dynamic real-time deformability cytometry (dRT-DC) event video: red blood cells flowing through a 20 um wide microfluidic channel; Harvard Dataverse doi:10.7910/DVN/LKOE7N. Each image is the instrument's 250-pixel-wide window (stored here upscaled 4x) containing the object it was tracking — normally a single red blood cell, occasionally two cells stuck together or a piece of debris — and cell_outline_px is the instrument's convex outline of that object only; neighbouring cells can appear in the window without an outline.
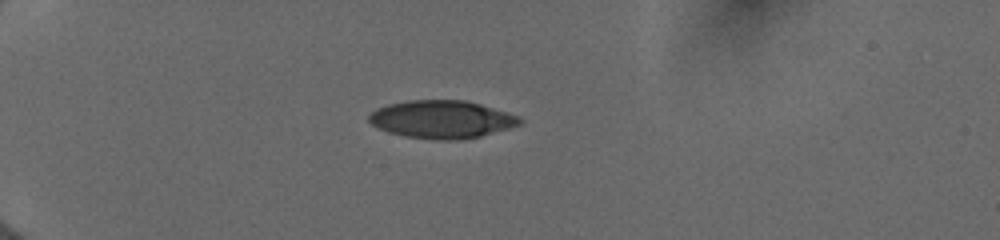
{"species": "human", "species_latin": "Homo sapiens", "temperature_condition": "cold", "stored_images_in_passage": 38, "camera_frame_rate_fps": 3000, "um_per_image_px": 0.085, "donor": {"sex": "female"}, "frame": {"image": 1, "passage_image": 1, "time_ms": 0.0, "image_size_px": [1000, 240], "cell_outline_px": [[524, 120], [520, 124], [508, 128], [480, 136], [460, 140], [436, 140], [404, 136], [388, 132], [372, 124], [368, 120], [368, 116], [376, 108], [388, 104], [408, 100], [464, 100], [480, 104], [520, 116]], "centroid_in_image_um": [37.54, 10.14], "position_along_channel_um": 47.5, "area_um2": 33.23}}
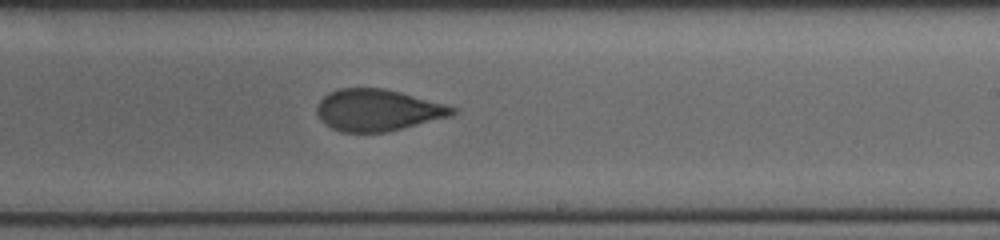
{"frame": {"image": 2, "passage_image": 20, "time_ms": 6.333, "image_size_px": [1000, 240], "cell_outline_px": [[460, 112], [452, 116], [388, 132], [340, 132], [332, 128], [316, 112], [316, 104], [328, 92], [340, 88], [384, 88], [400, 92], [460, 108]], "centroid_in_image_um": [32.16, 9.36], "position_along_channel_um": 256.8, "area_um2": 33.06}}
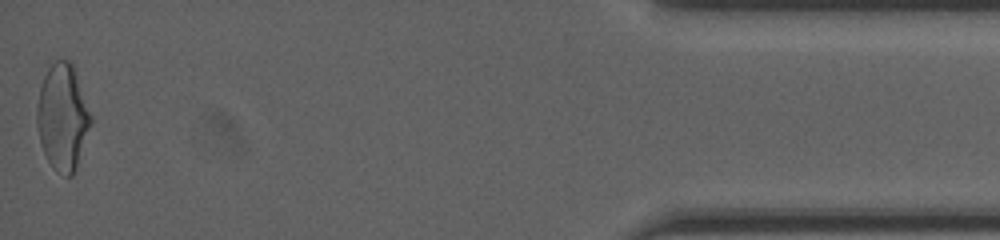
{"frame": {"image": 3, "passage_image": 38, "time_ms": 12.333, "image_size_px": [1000, 240], "cell_outline_px": [[92, 124], [76, 168], [72, 176], [68, 176], [56, 172], [52, 168], [40, 144], [36, 124], [36, 108], [40, 88], [44, 76], [48, 68], [56, 60], [68, 60], [72, 64], [92, 116]], "centroid_in_image_um": [5.32, 9.99], "position_along_channel_um": 429.9, "area_um2": 33.35}, "authors_computed_cell_mechanics": {"area_um2": 33.4662, "velocity_mm_per_s": 4.0178, "shape_relaxation_time_tau1_ms": null, "shape_relaxation_time_tau2_ms": 1.1668, "deformation_change_tau1": null, "deformation_change_tau2": 0.0703}}